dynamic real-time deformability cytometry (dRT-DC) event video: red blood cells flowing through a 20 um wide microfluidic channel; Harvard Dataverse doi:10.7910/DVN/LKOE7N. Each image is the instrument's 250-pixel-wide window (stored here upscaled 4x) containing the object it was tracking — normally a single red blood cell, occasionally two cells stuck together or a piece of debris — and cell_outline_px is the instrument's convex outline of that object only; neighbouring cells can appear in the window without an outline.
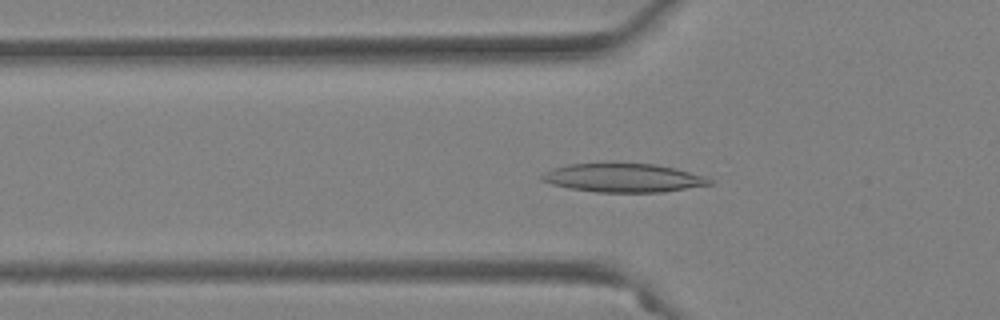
{"species": "Egyptian fruit bat (a non-hibernating species)", "species_latin": "Rousettus aegyptiacus", "temperature_condition": "warm", "stored_images_in_passage": 50, "camera_frame_rate_fps": 3000, "um_per_image_px": 0.085, "animal": {"sex": "female"}, "frame": {"image": 1, "passage_image": 18, "time_ms": 5.667, "image_size_px": [1000, 320], "cell_outline_px": [[712, 184], [664, 192], [596, 192], [572, 188], [552, 184], [540, 180], [540, 176], [544, 172], [552, 168], [568, 164], [612, 160], [656, 164], [676, 168], [704, 176], [712, 180]], "centroid_in_image_um": [52.94, 15.06], "position_along_channel_um": 72.9, "area_um2": 29.02}}
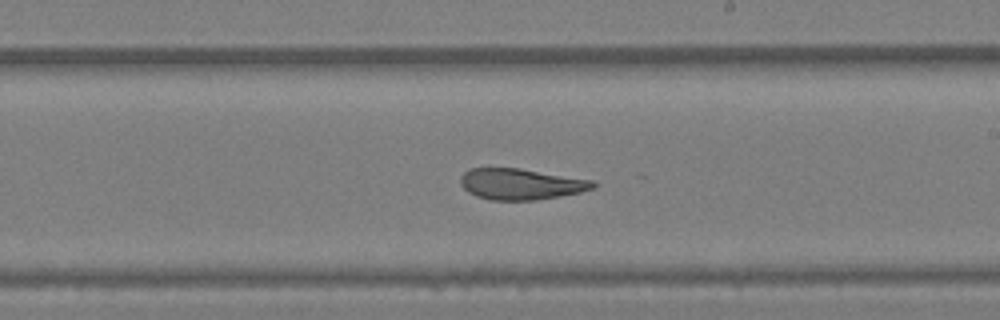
{"frame": {"image": 2, "passage_image": 31, "time_ms": 10.0, "image_size_px": [1000, 320], "cell_outline_px": [[596, 188], [580, 192], [560, 196], [536, 200], [488, 200], [476, 196], [468, 192], [460, 184], [460, 176], [468, 168], [520, 168], [592, 180], [596, 184]], "centroid_in_image_um": [44.25, 15.65], "position_along_channel_um": 244.8, "area_um2": 24.1}}
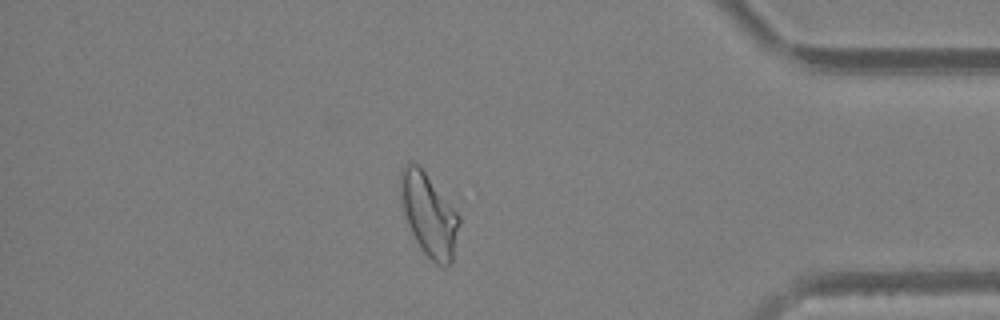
{"frame": {"image": 3, "passage_image": 45, "time_ms": 14.667, "image_size_px": [1000, 320], "cell_outline_px": [[460, 224], [452, 260], [444, 268], [436, 264], [420, 248], [412, 232], [404, 212], [400, 196], [400, 172], [404, 164], [408, 160], [416, 164], [424, 172], [460, 216]], "centroid_in_image_um": [36.45, 18.26], "position_along_channel_um": 398.7, "area_um2": 27.74}, "authors_computed_cell_mechanics": {"area_um2": 27.6573, "velocity_mm_per_s": 3.9678, "shape_relaxation_time_tau1_ms": null, "shape_relaxation_time_tau2_ms": 2.3872, "deformation_change_tau1": null, "deformation_change_tau2": 0.1044}}